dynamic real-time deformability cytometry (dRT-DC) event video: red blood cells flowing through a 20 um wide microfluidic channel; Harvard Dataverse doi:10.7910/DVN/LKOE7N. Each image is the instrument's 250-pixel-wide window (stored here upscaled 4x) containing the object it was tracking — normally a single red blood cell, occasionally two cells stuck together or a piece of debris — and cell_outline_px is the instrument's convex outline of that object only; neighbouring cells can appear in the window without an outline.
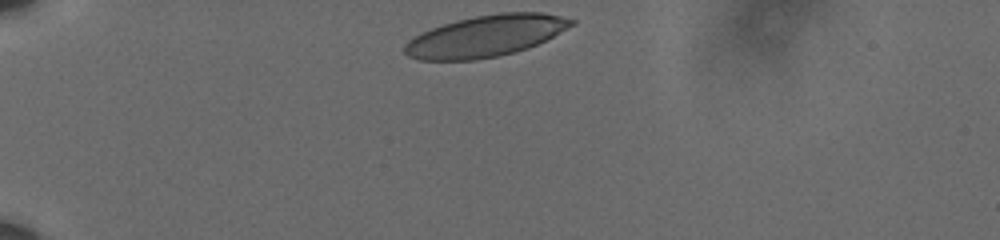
{"species": "human", "species_latin": "Homo sapiens", "temperature_condition": "cold", "stored_images_in_passage": 36, "camera_frame_rate_fps": 3000, "um_per_image_px": 0.085, "donor": {"sex": "male"}, "frame": {"image": 1, "passage_image": 1, "time_ms": 0.0, "image_size_px": [1000, 240], "cell_outline_px": [[576, 24], [528, 48], [500, 56], [476, 60], [420, 60], [408, 56], [404, 52], [404, 44], [408, 40], [432, 28], [456, 20], [476, 16], [500, 12], [540, 12], [560, 16], [576, 20]], "centroid_in_image_um": [41.29, 3.06], "position_along_channel_um": 43.7, "area_um2": 40.06}}
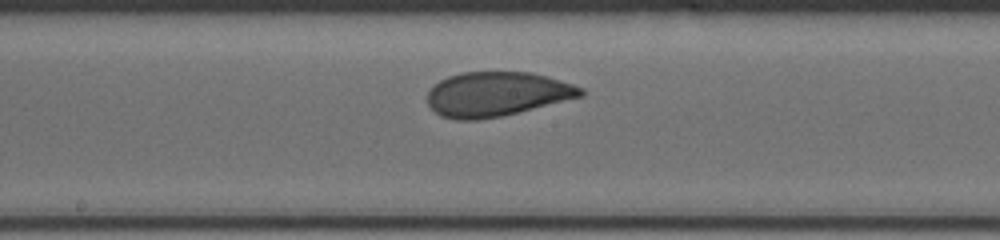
{"frame": {"image": 2, "passage_image": 19, "time_ms": 6.0, "image_size_px": [1000, 240], "cell_outline_px": [[584, 96], [500, 116], [476, 120], [456, 120], [440, 116], [428, 104], [428, 92], [440, 80], [448, 76], [464, 72], [532, 72], [548, 76], [584, 88]], "centroid_in_image_um": [42.24, 7.99], "position_along_channel_um": 206.0, "area_um2": 39.54}}
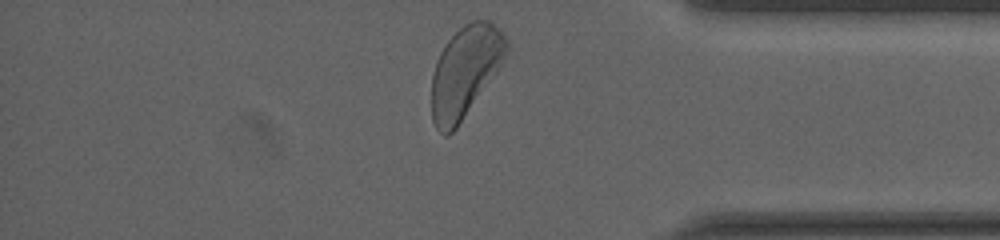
{"frame": {"image": 3, "passage_image": 36, "time_ms": 11.667, "image_size_px": [1000, 240], "cell_outline_px": [[508, 52], [456, 128], [448, 136], [444, 136], [436, 128], [432, 120], [432, 76], [436, 60], [440, 52], [448, 40], [464, 24], [472, 20], [488, 20], [508, 40]], "centroid_in_image_um": [39.49, 6.08], "position_along_channel_um": 395.7, "area_um2": 38.73}, "authors_computed_cell_mechanics": {"area_um2": 39.593, "velocity_mm_per_s": 3.5748, "shape_relaxation_time_tau1_ms": 3.5928, "shape_relaxation_time_tau2_ms": 0.9748, "deformation_change_tau1": 0.1202, "deformation_change_tau2": 0.0682}}